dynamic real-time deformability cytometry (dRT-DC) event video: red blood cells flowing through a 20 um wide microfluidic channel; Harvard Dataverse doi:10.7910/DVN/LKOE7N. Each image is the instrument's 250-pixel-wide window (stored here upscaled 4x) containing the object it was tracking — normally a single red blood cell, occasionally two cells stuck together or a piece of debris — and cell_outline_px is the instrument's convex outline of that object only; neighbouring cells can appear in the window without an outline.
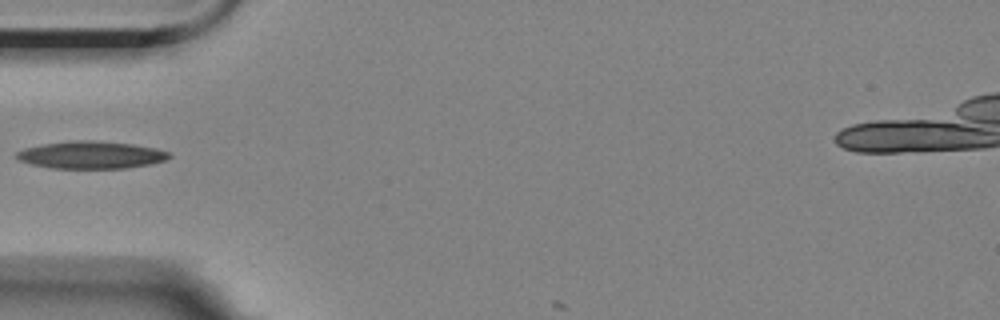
{"species": "Egyptian fruit bat (a non-hibernating species)", "species_latin": "Rousettus aegyptiacus", "temperature_condition": "room temperature", "stored_images_in_passage": 7, "camera_frame_rate_fps": 3000, "um_per_image_px": 0.085, "animal": {"sex": "female"}, "frame": {"image": 1, "passage_image": 6, "time_ms": 5.667, "image_size_px": [1000, 320], "cell_outline_px": [[172, 156], [164, 160], [152, 164], [124, 168], [52, 168], [32, 164], [20, 160], [16, 156], [16, 152], [24, 148], [44, 144], [76, 140], [92, 140], [132, 144], [156, 148], [168, 152]], "centroid_in_image_um": [7.76, 13.17], "position_along_channel_um": 77.2, "area_um2": 24.16}}